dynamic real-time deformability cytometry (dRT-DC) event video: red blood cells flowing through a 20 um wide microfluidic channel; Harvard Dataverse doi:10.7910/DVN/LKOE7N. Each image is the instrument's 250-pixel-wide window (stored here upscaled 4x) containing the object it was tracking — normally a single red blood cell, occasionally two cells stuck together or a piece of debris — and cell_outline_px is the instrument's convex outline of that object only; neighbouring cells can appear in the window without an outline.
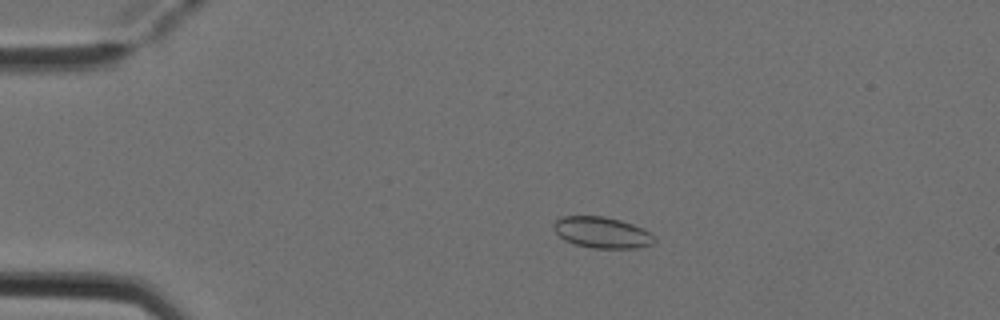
{"species": "Egyptian fruit bat (a non-hibernating species)", "species_latin": "Rousettus aegyptiacus", "temperature_condition": "cold", "stored_images_in_passage": 4, "camera_frame_rate_fps": 3000, "um_per_image_px": 0.085, "animal": {"sex": "female"}, "frame": {"image": 1, "passage_image": 1, "time_ms": 0.0, "image_size_px": [1000, 320], "cell_outline_px": [[656, 240], [652, 244], [640, 248], [592, 248], [576, 244], [564, 240], [556, 232], [552, 224], [560, 216], [604, 216], [620, 220], [644, 228], [656, 236]], "centroid_in_image_um": [51.2, 19.76], "position_along_channel_um": 33.8, "area_um2": 18.44}}
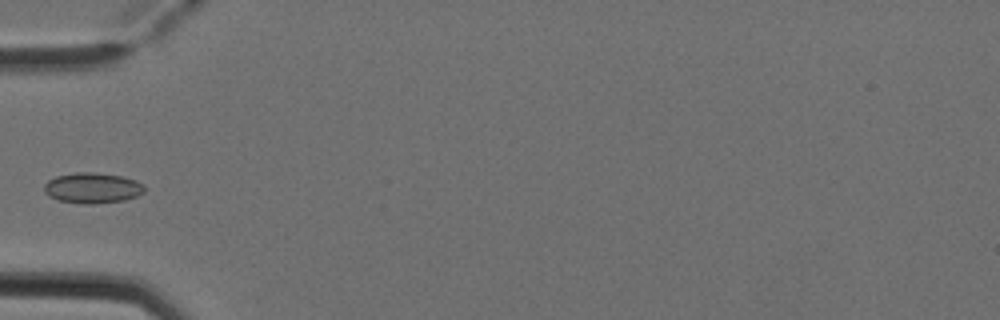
{"frame": {"image": 2, "passage_image": 3, "time_ms": 0.667, "image_size_px": [1000, 320], "cell_outline_px": [[144, 192], [136, 196], [124, 200], [92, 204], [84, 204], [60, 200], [48, 196], [44, 192], [44, 184], [48, 180], [56, 176], [76, 172], [92, 172], [120, 176], [136, 180], [144, 188]], "centroid_in_image_um": [7.82, 15.97], "position_along_channel_um": 77.2, "area_um2": 17.69}}
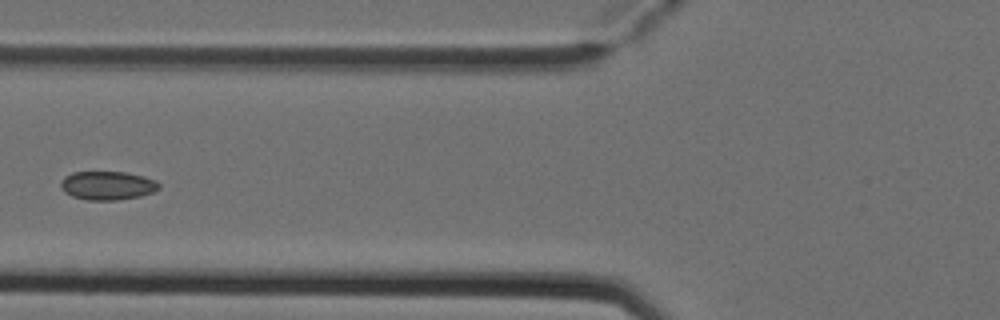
{"frame": {"image": 3, "passage_image": 4, "time_ms": 1.0, "image_size_px": [1000, 320], "cell_outline_px": [[160, 188], [152, 192], [140, 196], [116, 200], [88, 200], [72, 196], [64, 192], [60, 188], [60, 180], [64, 176], [72, 172], [124, 172], [144, 176], [156, 180], [160, 184]], "centroid_in_image_um": [9.11, 15.76], "position_along_channel_um": 116.7, "area_um2": 16.53}}